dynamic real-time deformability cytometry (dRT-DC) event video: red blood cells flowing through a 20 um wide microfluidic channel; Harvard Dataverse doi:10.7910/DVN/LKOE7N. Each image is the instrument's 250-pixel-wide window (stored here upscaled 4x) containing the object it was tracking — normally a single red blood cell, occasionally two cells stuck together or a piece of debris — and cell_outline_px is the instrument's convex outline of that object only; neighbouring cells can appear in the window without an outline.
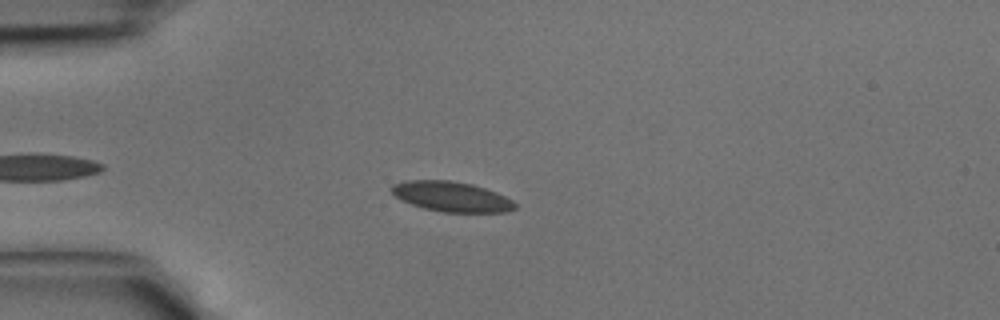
{"species": "common noctule bat (a hibernating species)", "species_latin": "Nyctalus noctula", "temperature_condition": "cold", "stored_images_in_passage": 34, "camera_frame_rate_fps": 3000, "um_per_image_px": 0.085, "animal": {"sex": "male", "body_mass_g": 15.6}, "frame": {"image": 1, "passage_image": 6, "time_ms": 1.667, "image_size_px": [1000, 320], "cell_outline_px": [[516, 208], [504, 212], [444, 212], [424, 208], [400, 200], [388, 188], [392, 184], [404, 180], [448, 180], [472, 184], [496, 192], [512, 200], [516, 204]], "centroid_in_image_um": [38.33, 16.7], "position_along_channel_um": 46.7, "area_um2": 21.62}}
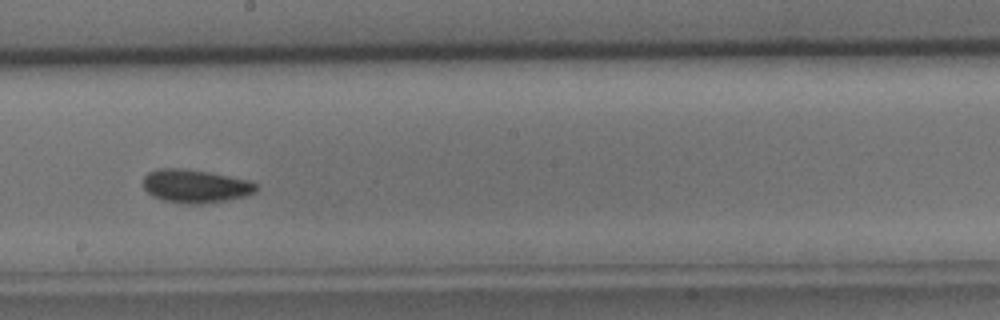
{"frame": {"image": 2, "passage_image": 19, "time_ms": 6.0, "image_size_px": [1000, 320], "cell_outline_px": [[256, 192], [244, 196], [224, 200], [200, 204], [188, 204], [164, 200], [152, 196], [144, 188], [144, 176], [148, 172], [156, 168], [180, 168], [208, 172], [248, 180], [256, 184]], "centroid_in_image_um": [16.57, 15.81], "position_along_channel_um": 231.6, "area_um2": 21.68}}
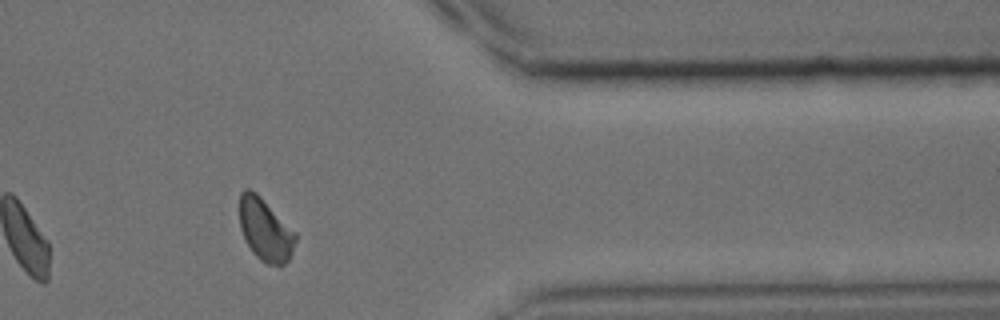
{"frame": {"image": 3, "passage_image": 30, "time_ms": 9.667, "image_size_px": [1000, 320], "cell_outline_px": [[296, 240], [292, 252], [288, 260], [284, 264], [268, 264], [260, 260], [252, 252], [244, 240], [240, 228], [240, 192], [244, 188], [248, 188], [256, 192], [296, 232]], "centroid_in_image_um": [22.53, 19.52], "position_along_channel_um": 388.9, "area_um2": 20.35}}